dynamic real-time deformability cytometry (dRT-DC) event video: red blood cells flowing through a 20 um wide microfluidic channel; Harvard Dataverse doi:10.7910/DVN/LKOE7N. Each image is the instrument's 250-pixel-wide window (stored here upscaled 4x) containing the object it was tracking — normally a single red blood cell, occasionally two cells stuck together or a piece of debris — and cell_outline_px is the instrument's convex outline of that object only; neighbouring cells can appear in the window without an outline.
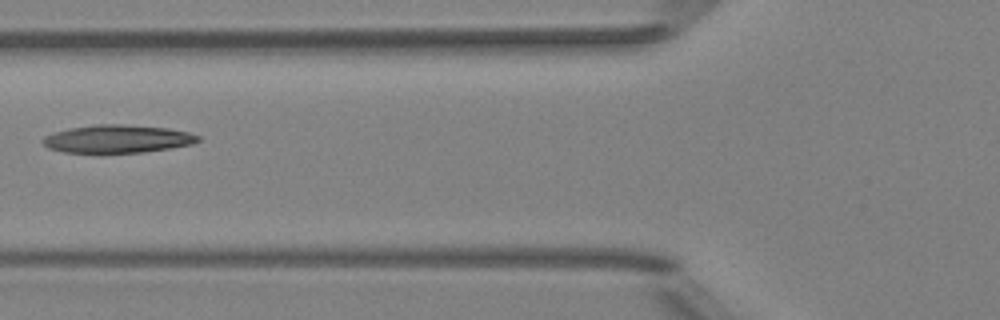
{"species": "Egyptian fruit bat (a non-hibernating species)", "species_latin": "Rousettus aegyptiacus", "temperature_condition": "room temperature", "stored_images_in_passage": 6, "camera_frame_rate_fps": 3000, "um_per_image_px": 0.085, "animal": {"sex": "female"}, "frame": {"image": 1, "passage_image": 6, "time_ms": 6.333, "image_size_px": [1000, 320], "cell_outline_px": [[200, 140], [192, 144], [144, 152], [100, 156], [64, 152], [48, 148], [40, 140], [44, 136], [52, 132], [68, 128], [96, 124], [124, 124], [168, 128], [188, 132], [200, 136]], "centroid_in_image_um": [9.89, 11.84], "position_along_channel_um": 115.9, "area_um2": 26.41}}